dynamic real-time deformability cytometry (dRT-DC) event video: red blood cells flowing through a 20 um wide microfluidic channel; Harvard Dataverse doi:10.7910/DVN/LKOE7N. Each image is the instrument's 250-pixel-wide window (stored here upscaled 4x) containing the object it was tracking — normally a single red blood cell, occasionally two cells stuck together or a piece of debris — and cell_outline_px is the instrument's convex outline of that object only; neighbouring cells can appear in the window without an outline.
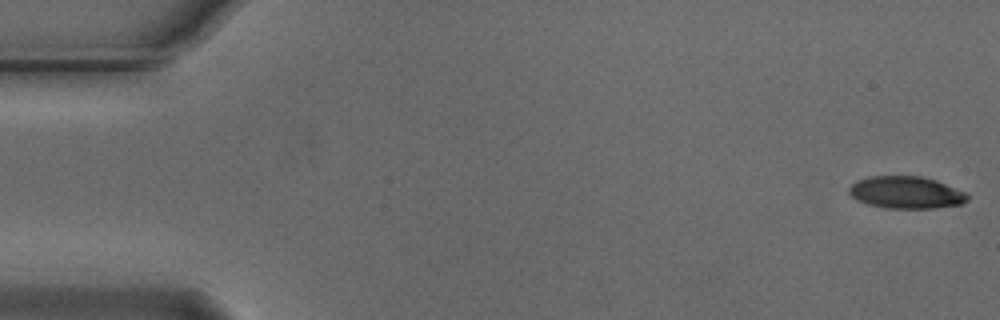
{"species": "Egyptian fruit bat (a non-hibernating species)", "species_latin": "Rousettus aegyptiacus", "temperature_condition": "cold", "stored_images_in_passage": 55, "camera_frame_rate_fps": 3000, "um_per_image_px": 0.085, "animal": {"sex": "male"}, "frame": {"image": 1, "passage_image": 1, "time_ms": 0.0, "image_size_px": [1000, 320], "cell_outline_px": [[968, 200], [960, 204], [932, 208], [884, 208], [868, 204], [856, 200], [848, 192], [848, 188], [856, 180], [868, 176], [920, 176], [936, 180], [968, 192]], "centroid_in_image_um": [77.01, 16.35], "position_along_channel_um": 8.0, "area_um2": 22.37}}
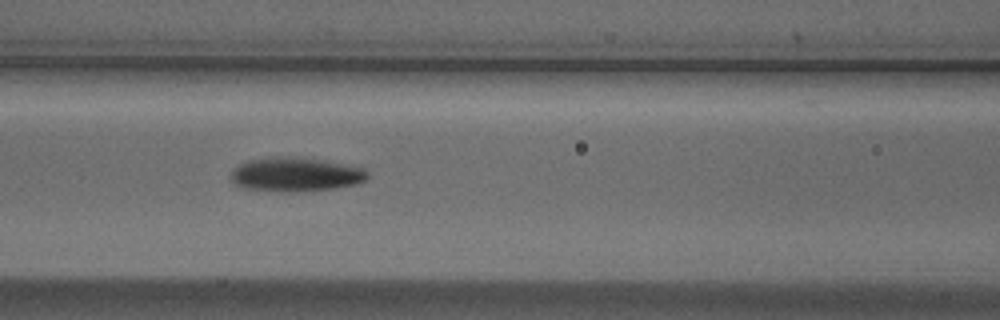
{"frame": {"image": 2, "passage_image": 23, "time_ms": 7.333, "image_size_px": [1000, 320], "cell_outline_px": [[368, 176], [364, 180], [356, 184], [336, 188], [292, 192], [288, 192], [244, 188], [236, 184], [232, 180], [232, 168], [248, 160], [288, 156], [320, 160], [364, 168], [368, 172]], "centroid_in_image_um": [25.13, 14.84], "position_along_channel_um": 141.5, "area_um2": 26.7}}
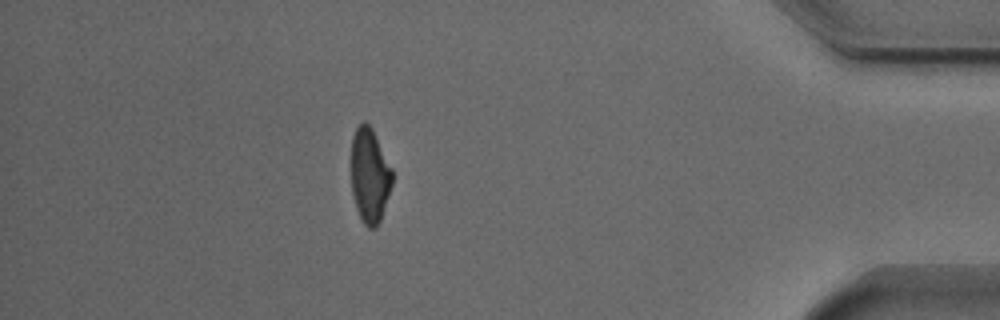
{"frame": {"image": 3, "passage_image": 48, "time_ms": 15.667, "image_size_px": [1000, 320], "cell_outline_px": [[392, 184], [380, 220], [376, 228], [368, 228], [364, 224], [356, 208], [352, 192], [352, 136], [356, 128], [364, 120], [372, 128], [392, 168]], "centroid_in_image_um": [31.42, 14.91], "position_along_channel_um": 403.8, "area_um2": 22.43}, "authors_computed_cell_mechanics": {"area_um2": 24.3338, "velocity_mm_per_s": 3.7284, "shape_relaxation_time_tau1_ms": 3.5799, "shape_relaxation_time_tau2_ms": 3.7943, "deformation_change_tau1": 0.1587, "deformation_change_tau2": 0.1066}}